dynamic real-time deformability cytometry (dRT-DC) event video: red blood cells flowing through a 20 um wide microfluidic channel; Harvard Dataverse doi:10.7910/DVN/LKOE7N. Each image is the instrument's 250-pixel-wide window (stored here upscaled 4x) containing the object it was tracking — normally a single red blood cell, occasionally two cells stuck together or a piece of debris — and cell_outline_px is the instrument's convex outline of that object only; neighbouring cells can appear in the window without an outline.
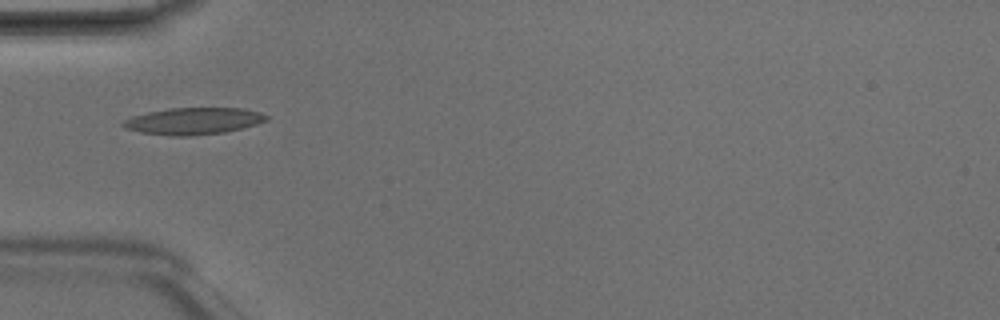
{"species": "Egyptian fruit bat (a non-hibernating species)", "species_latin": "Rousettus aegyptiacus", "temperature_condition": "room temperature", "stored_images_in_passage": 6, "camera_frame_rate_fps": 3000, "um_per_image_px": 0.085, "animal": {"sex": "male"}, "frame": {"image": 1, "passage_image": 5, "time_ms": 1.333, "image_size_px": [1000, 320], "cell_outline_px": [[268, 120], [256, 124], [224, 132], [188, 136], [172, 136], [140, 132], [124, 128], [120, 124], [124, 120], [132, 116], [148, 112], [168, 108], [244, 108], [260, 112], [268, 116]], "centroid_in_image_um": [16.42, 10.28], "position_along_channel_um": 68.6, "area_um2": 22.37}}